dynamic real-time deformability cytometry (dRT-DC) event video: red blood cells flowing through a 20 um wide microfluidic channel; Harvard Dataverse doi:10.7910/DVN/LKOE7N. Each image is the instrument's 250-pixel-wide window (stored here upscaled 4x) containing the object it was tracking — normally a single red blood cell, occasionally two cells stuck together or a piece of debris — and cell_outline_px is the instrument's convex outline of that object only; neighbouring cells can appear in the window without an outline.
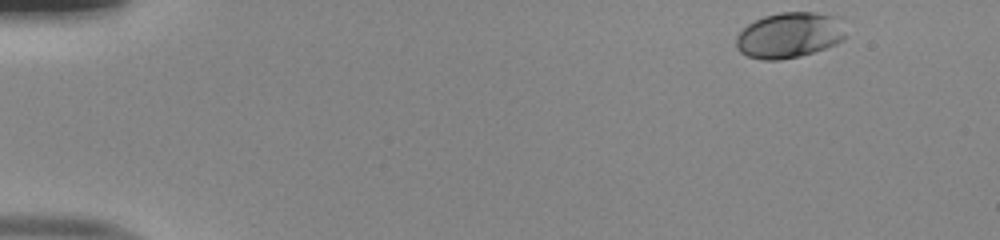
{"species": "human", "species_latin": "Homo sapiens", "temperature_condition": "room temperature", "stored_images_in_passage": 48, "camera_frame_rate_fps": 3000, "um_per_image_px": 0.085, "donor": {"sex": "male"}, "frame": {"image": 1, "passage_image": 1, "time_ms": 0.0, "image_size_px": [1000, 240], "cell_outline_px": [[848, 36], [844, 40], [836, 44], [800, 56], [780, 60], [764, 60], [748, 56], [740, 52], [736, 48], [736, 36], [748, 24], [764, 16], [780, 12], [816, 12], [844, 16]], "centroid_in_image_um": [67.2, 2.96], "position_along_channel_um": 17.8, "area_um2": 29.88}}
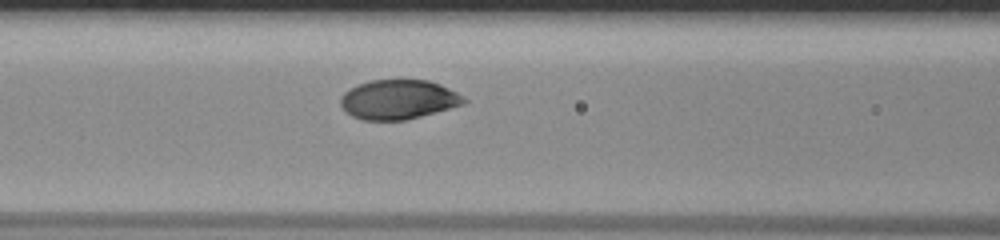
{"frame": {"image": 2, "passage_image": 19, "time_ms": 6.0, "image_size_px": [1000, 240], "cell_outline_px": [[468, 100], [464, 104], [408, 120], [364, 120], [352, 116], [344, 112], [340, 104], [340, 96], [348, 88], [356, 84], [368, 80], [428, 80], [440, 84], [464, 96]], "centroid_in_image_um": [33.82, 8.46], "position_along_channel_um": 132.8, "area_um2": 28.73}}
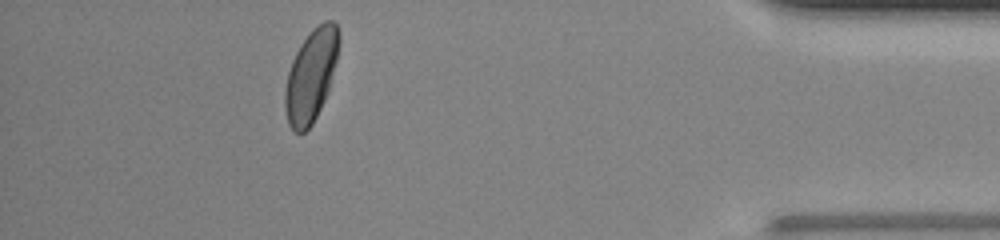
{"frame": {"image": 3, "passage_image": 43, "time_ms": 14.0, "image_size_px": [1000, 240], "cell_outline_px": [[340, 40], [336, 60], [328, 92], [312, 124], [304, 132], [296, 132], [288, 124], [284, 104], [284, 92], [288, 72], [292, 60], [300, 44], [324, 20], [332, 20], [336, 24], [340, 32]], "centroid_in_image_um": [26.44, 6.42], "position_along_channel_um": 408.8, "area_um2": 28.61}, "authors_computed_cell_mechanics": {"area_um2": 28.6977, "velocity_mm_per_s": 3.998, "shape_relaxation_time_tau1_ms": 2.1278, "shape_relaxation_time_tau2_ms": null, "deformation_change_tau1": 0.1189, "deformation_change_tau2": null}}